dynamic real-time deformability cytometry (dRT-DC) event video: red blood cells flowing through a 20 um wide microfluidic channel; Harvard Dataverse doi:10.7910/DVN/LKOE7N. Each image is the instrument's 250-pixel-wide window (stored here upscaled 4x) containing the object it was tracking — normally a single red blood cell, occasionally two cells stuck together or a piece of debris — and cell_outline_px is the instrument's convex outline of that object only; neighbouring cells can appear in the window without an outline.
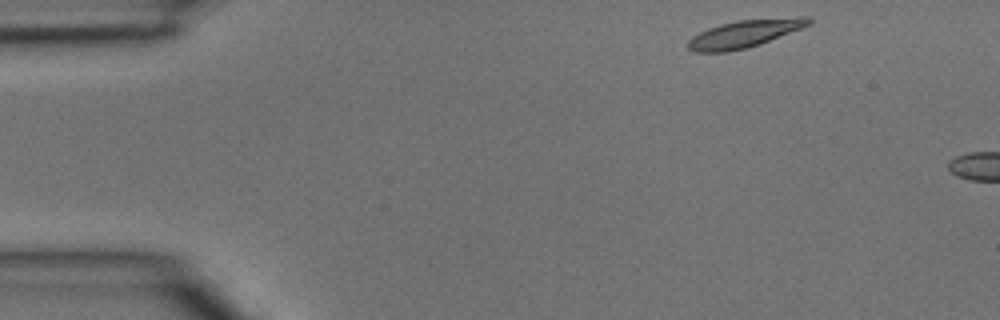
{"species": "common noctule bat (a hibernating species)", "species_latin": "Nyctalus noctula", "temperature_condition": "room temperature", "stored_images_in_passage": 2, "camera_frame_rate_fps": 3000, "um_per_image_px": 0.085, "animal": {"sex": "male", "body_mass_g": 15.6}, "frame": {"image": 1, "passage_image": 1, "time_ms": 0.0, "image_size_px": [1000, 320], "cell_outline_px": [[812, 24], [760, 44], [748, 48], [728, 52], [696, 52], [688, 48], [688, 40], [692, 36], [708, 28], [720, 24], [736, 20], [800, 16], [808, 16], [812, 20]], "centroid_in_image_um": [63.31, 2.85], "position_along_channel_um": 21.7, "area_um2": 19.54}}